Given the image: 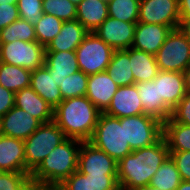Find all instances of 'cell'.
<instances>
[{
  "instance_id": "cell-48",
  "label": "cell",
  "mask_w": 190,
  "mask_h": 190,
  "mask_svg": "<svg viewBox=\"0 0 190 190\" xmlns=\"http://www.w3.org/2000/svg\"><path fill=\"white\" fill-rule=\"evenodd\" d=\"M70 1L77 6L82 0H70Z\"/></svg>"
},
{
  "instance_id": "cell-2",
  "label": "cell",
  "mask_w": 190,
  "mask_h": 190,
  "mask_svg": "<svg viewBox=\"0 0 190 190\" xmlns=\"http://www.w3.org/2000/svg\"><path fill=\"white\" fill-rule=\"evenodd\" d=\"M80 140L66 138L30 174L36 189H55L78 170Z\"/></svg>"
},
{
  "instance_id": "cell-39",
  "label": "cell",
  "mask_w": 190,
  "mask_h": 190,
  "mask_svg": "<svg viewBox=\"0 0 190 190\" xmlns=\"http://www.w3.org/2000/svg\"><path fill=\"white\" fill-rule=\"evenodd\" d=\"M182 180L190 181V151H169Z\"/></svg>"
},
{
  "instance_id": "cell-32",
  "label": "cell",
  "mask_w": 190,
  "mask_h": 190,
  "mask_svg": "<svg viewBox=\"0 0 190 190\" xmlns=\"http://www.w3.org/2000/svg\"><path fill=\"white\" fill-rule=\"evenodd\" d=\"M63 22L53 15L43 13L40 20L34 25L37 42L46 47L59 34Z\"/></svg>"
},
{
  "instance_id": "cell-45",
  "label": "cell",
  "mask_w": 190,
  "mask_h": 190,
  "mask_svg": "<svg viewBox=\"0 0 190 190\" xmlns=\"http://www.w3.org/2000/svg\"><path fill=\"white\" fill-rule=\"evenodd\" d=\"M176 190H190V181L182 180Z\"/></svg>"
},
{
  "instance_id": "cell-16",
  "label": "cell",
  "mask_w": 190,
  "mask_h": 190,
  "mask_svg": "<svg viewBox=\"0 0 190 190\" xmlns=\"http://www.w3.org/2000/svg\"><path fill=\"white\" fill-rule=\"evenodd\" d=\"M171 31L169 26L137 22L132 48L155 55Z\"/></svg>"
},
{
  "instance_id": "cell-26",
  "label": "cell",
  "mask_w": 190,
  "mask_h": 190,
  "mask_svg": "<svg viewBox=\"0 0 190 190\" xmlns=\"http://www.w3.org/2000/svg\"><path fill=\"white\" fill-rule=\"evenodd\" d=\"M127 50L135 83L152 81L159 72L155 55L132 47Z\"/></svg>"
},
{
  "instance_id": "cell-17",
  "label": "cell",
  "mask_w": 190,
  "mask_h": 190,
  "mask_svg": "<svg viewBox=\"0 0 190 190\" xmlns=\"http://www.w3.org/2000/svg\"><path fill=\"white\" fill-rule=\"evenodd\" d=\"M145 115L164 123L171 115L172 109L159 99L158 83L154 81L135 83Z\"/></svg>"
},
{
  "instance_id": "cell-24",
  "label": "cell",
  "mask_w": 190,
  "mask_h": 190,
  "mask_svg": "<svg viewBox=\"0 0 190 190\" xmlns=\"http://www.w3.org/2000/svg\"><path fill=\"white\" fill-rule=\"evenodd\" d=\"M30 87L53 109L63 101L56 80L45 66L31 71Z\"/></svg>"
},
{
  "instance_id": "cell-27",
  "label": "cell",
  "mask_w": 190,
  "mask_h": 190,
  "mask_svg": "<svg viewBox=\"0 0 190 190\" xmlns=\"http://www.w3.org/2000/svg\"><path fill=\"white\" fill-rule=\"evenodd\" d=\"M106 72L119 87L135 84L129 61V51L127 49L114 50Z\"/></svg>"
},
{
  "instance_id": "cell-6",
  "label": "cell",
  "mask_w": 190,
  "mask_h": 190,
  "mask_svg": "<svg viewBox=\"0 0 190 190\" xmlns=\"http://www.w3.org/2000/svg\"><path fill=\"white\" fill-rule=\"evenodd\" d=\"M155 59L161 71L183 72L190 65V40L179 28L172 30Z\"/></svg>"
},
{
  "instance_id": "cell-11",
  "label": "cell",
  "mask_w": 190,
  "mask_h": 190,
  "mask_svg": "<svg viewBox=\"0 0 190 190\" xmlns=\"http://www.w3.org/2000/svg\"><path fill=\"white\" fill-rule=\"evenodd\" d=\"M78 171L86 175L117 174V162L90 142H81Z\"/></svg>"
},
{
  "instance_id": "cell-46",
  "label": "cell",
  "mask_w": 190,
  "mask_h": 190,
  "mask_svg": "<svg viewBox=\"0 0 190 190\" xmlns=\"http://www.w3.org/2000/svg\"><path fill=\"white\" fill-rule=\"evenodd\" d=\"M133 190H161V189L151 186V185H145L143 187L135 188Z\"/></svg>"
},
{
  "instance_id": "cell-3",
  "label": "cell",
  "mask_w": 190,
  "mask_h": 190,
  "mask_svg": "<svg viewBox=\"0 0 190 190\" xmlns=\"http://www.w3.org/2000/svg\"><path fill=\"white\" fill-rule=\"evenodd\" d=\"M101 111L86 96L63 100L54 109V122L66 138L89 141Z\"/></svg>"
},
{
  "instance_id": "cell-37",
  "label": "cell",
  "mask_w": 190,
  "mask_h": 190,
  "mask_svg": "<svg viewBox=\"0 0 190 190\" xmlns=\"http://www.w3.org/2000/svg\"><path fill=\"white\" fill-rule=\"evenodd\" d=\"M43 0H17L20 18L35 25L43 14Z\"/></svg>"
},
{
  "instance_id": "cell-7",
  "label": "cell",
  "mask_w": 190,
  "mask_h": 190,
  "mask_svg": "<svg viewBox=\"0 0 190 190\" xmlns=\"http://www.w3.org/2000/svg\"><path fill=\"white\" fill-rule=\"evenodd\" d=\"M75 52L79 69L86 75H92L106 71L114 49L94 32H89Z\"/></svg>"
},
{
  "instance_id": "cell-47",
  "label": "cell",
  "mask_w": 190,
  "mask_h": 190,
  "mask_svg": "<svg viewBox=\"0 0 190 190\" xmlns=\"http://www.w3.org/2000/svg\"><path fill=\"white\" fill-rule=\"evenodd\" d=\"M17 4V0H0V4Z\"/></svg>"
},
{
  "instance_id": "cell-18",
  "label": "cell",
  "mask_w": 190,
  "mask_h": 190,
  "mask_svg": "<svg viewBox=\"0 0 190 190\" xmlns=\"http://www.w3.org/2000/svg\"><path fill=\"white\" fill-rule=\"evenodd\" d=\"M119 86L111 79L106 71L89 75L86 97L104 112L111 103L112 97Z\"/></svg>"
},
{
  "instance_id": "cell-38",
  "label": "cell",
  "mask_w": 190,
  "mask_h": 190,
  "mask_svg": "<svg viewBox=\"0 0 190 190\" xmlns=\"http://www.w3.org/2000/svg\"><path fill=\"white\" fill-rule=\"evenodd\" d=\"M170 118L174 122L190 125V92H186L185 96L172 109Z\"/></svg>"
},
{
  "instance_id": "cell-20",
  "label": "cell",
  "mask_w": 190,
  "mask_h": 190,
  "mask_svg": "<svg viewBox=\"0 0 190 190\" xmlns=\"http://www.w3.org/2000/svg\"><path fill=\"white\" fill-rule=\"evenodd\" d=\"M158 83L159 99L173 109L185 96L186 89L182 72L161 71L153 79Z\"/></svg>"
},
{
  "instance_id": "cell-5",
  "label": "cell",
  "mask_w": 190,
  "mask_h": 190,
  "mask_svg": "<svg viewBox=\"0 0 190 190\" xmlns=\"http://www.w3.org/2000/svg\"><path fill=\"white\" fill-rule=\"evenodd\" d=\"M66 139L54 121L42 123L24 140L26 173L31 174L48 154Z\"/></svg>"
},
{
  "instance_id": "cell-40",
  "label": "cell",
  "mask_w": 190,
  "mask_h": 190,
  "mask_svg": "<svg viewBox=\"0 0 190 190\" xmlns=\"http://www.w3.org/2000/svg\"><path fill=\"white\" fill-rule=\"evenodd\" d=\"M19 18L17 4H0V31Z\"/></svg>"
},
{
  "instance_id": "cell-14",
  "label": "cell",
  "mask_w": 190,
  "mask_h": 190,
  "mask_svg": "<svg viewBox=\"0 0 190 190\" xmlns=\"http://www.w3.org/2000/svg\"><path fill=\"white\" fill-rule=\"evenodd\" d=\"M104 113L117 118L144 114L136 85L119 87Z\"/></svg>"
},
{
  "instance_id": "cell-31",
  "label": "cell",
  "mask_w": 190,
  "mask_h": 190,
  "mask_svg": "<svg viewBox=\"0 0 190 190\" xmlns=\"http://www.w3.org/2000/svg\"><path fill=\"white\" fill-rule=\"evenodd\" d=\"M17 39L25 42L37 41L34 25L19 18L0 31V43H10Z\"/></svg>"
},
{
  "instance_id": "cell-28",
  "label": "cell",
  "mask_w": 190,
  "mask_h": 190,
  "mask_svg": "<svg viewBox=\"0 0 190 190\" xmlns=\"http://www.w3.org/2000/svg\"><path fill=\"white\" fill-rule=\"evenodd\" d=\"M163 138L169 151H190V125L174 122L169 117L163 123Z\"/></svg>"
},
{
  "instance_id": "cell-42",
  "label": "cell",
  "mask_w": 190,
  "mask_h": 190,
  "mask_svg": "<svg viewBox=\"0 0 190 190\" xmlns=\"http://www.w3.org/2000/svg\"><path fill=\"white\" fill-rule=\"evenodd\" d=\"M180 18H190V0H178Z\"/></svg>"
},
{
  "instance_id": "cell-1",
  "label": "cell",
  "mask_w": 190,
  "mask_h": 190,
  "mask_svg": "<svg viewBox=\"0 0 190 190\" xmlns=\"http://www.w3.org/2000/svg\"><path fill=\"white\" fill-rule=\"evenodd\" d=\"M170 155L163 136L154 144L132 151L117 163L120 190H133L149 185L159 167Z\"/></svg>"
},
{
  "instance_id": "cell-23",
  "label": "cell",
  "mask_w": 190,
  "mask_h": 190,
  "mask_svg": "<svg viewBox=\"0 0 190 190\" xmlns=\"http://www.w3.org/2000/svg\"><path fill=\"white\" fill-rule=\"evenodd\" d=\"M59 86L66 76L80 69L75 51H46L45 65Z\"/></svg>"
},
{
  "instance_id": "cell-29",
  "label": "cell",
  "mask_w": 190,
  "mask_h": 190,
  "mask_svg": "<svg viewBox=\"0 0 190 190\" xmlns=\"http://www.w3.org/2000/svg\"><path fill=\"white\" fill-rule=\"evenodd\" d=\"M31 71L0 62V85L14 93L30 87Z\"/></svg>"
},
{
  "instance_id": "cell-22",
  "label": "cell",
  "mask_w": 190,
  "mask_h": 190,
  "mask_svg": "<svg viewBox=\"0 0 190 190\" xmlns=\"http://www.w3.org/2000/svg\"><path fill=\"white\" fill-rule=\"evenodd\" d=\"M89 32L76 19L64 21L61 31L45 47L46 51H75Z\"/></svg>"
},
{
  "instance_id": "cell-44",
  "label": "cell",
  "mask_w": 190,
  "mask_h": 190,
  "mask_svg": "<svg viewBox=\"0 0 190 190\" xmlns=\"http://www.w3.org/2000/svg\"><path fill=\"white\" fill-rule=\"evenodd\" d=\"M182 73L186 92H190V65Z\"/></svg>"
},
{
  "instance_id": "cell-12",
  "label": "cell",
  "mask_w": 190,
  "mask_h": 190,
  "mask_svg": "<svg viewBox=\"0 0 190 190\" xmlns=\"http://www.w3.org/2000/svg\"><path fill=\"white\" fill-rule=\"evenodd\" d=\"M136 24L108 16L94 33L114 50H126L132 47Z\"/></svg>"
},
{
  "instance_id": "cell-9",
  "label": "cell",
  "mask_w": 190,
  "mask_h": 190,
  "mask_svg": "<svg viewBox=\"0 0 190 190\" xmlns=\"http://www.w3.org/2000/svg\"><path fill=\"white\" fill-rule=\"evenodd\" d=\"M45 46L37 41L0 43V62L21 66L29 71L45 65Z\"/></svg>"
},
{
  "instance_id": "cell-41",
  "label": "cell",
  "mask_w": 190,
  "mask_h": 190,
  "mask_svg": "<svg viewBox=\"0 0 190 190\" xmlns=\"http://www.w3.org/2000/svg\"><path fill=\"white\" fill-rule=\"evenodd\" d=\"M15 93L0 85V117L14 107Z\"/></svg>"
},
{
  "instance_id": "cell-15",
  "label": "cell",
  "mask_w": 190,
  "mask_h": 190,
  "mask_svg": "<svg viewBox=\"0 0 190 190\" xmlns=\"http://www.w3.org/2000/svg\"><path fill=\"white\" fill-rule=\"evenodd\" d=\"M54 190H120L117 174L86 175L78 170Z\"/></svg>"
},
{
  "instance_id": "cell-21",
  "label": "cell",
  "mask_w": 190,
  "mask_h": 190,
  "mask_svg": "<svg viewBox=\"0 0 190 190\" xmlns=\"http://www.w3.org/2000/svg\"><path fill=\"white\" fill-rule=\"evenodd\" d=\"M14 106L23 109L42 123L54 121V109L31 87L15 93Z\"/></svg>"
},
{
  "instance_id": "cell-4",
  "label": "cell",
  "mask_w": 190,
  "mask_h": 190,
  "mask_svg": "<svg viewBox=\"0 0 190 190\" xmlns=\"http://www.w3.org/2000/svg\"><path fill=\"white\" fill-rule=\"evenodd\" d=\"M96 148L105 151L117 163L132 152L125 140L124 124L119 118L101 112L91 139L88 141Z\"/></svg>"
},
{
  "instance_id": "cell-30",
  "label": "cell",
  "mask_w": 190,
  "mask_h": 190,
  "mask_svg": "<svg viewBox=\"0 0 190 190\" xmlns=\"http://www.w3.org/2000/svg\"><path fill=\"white\" fill-rule=\"evenodd\" d=\"M182 182L181 175L169 155L151 178L149 185L161 190H176Z\"/></svg>"
},
{
  "instance_id": "cell-10",
  "label": "cell",
  "mask_w": 190,
  "mask_h": 190,
  "mask_svg": "<svg viewBox=\"0 0 190 190\" xmlns=\"http://www.w3.org/2000/svg\"><path fill=\"white\" fill-rule=\"evenodd\" d=\"M138 22L177 29L180 24L178 0H140Z\"/></svg>"
},
{
  "instance_id": "cell-25",
  "label": "cell",
  "mask_w": 190,
  "mask_h": 190,
  "mask_svg": "<svg viewBox=\"0 0 190 190\" xmlns=\"http://www.w3.org/2000/svg\"><path fill=\"white\" fill-rule=\"evenodd\" d=\"M108 16V2L104 0H82L77 5L76 19L88 32H94Z\"/></svg>"
},
{
  "instance_id": "cell-36",
  "label": "cell",
  "mask_w": 190,
  "mask_h": 190,
  "mask_svg": "<svg viewBox=\"0 0 190 190\" xmlns=\"http://www.w3.org/2000/svg\"><path fill=\"white\" fill-rule=\"evenodd\" d=\"M30 174L26 172H0V190H34Z\"/></svg>"
},
{
  "instance_id": "cell-35",
  "label": "cell",
  "mask_w": 190,
  "mask_h": 190,
  "mask_svg": "<svg viewBox=\"0 0 190 190\" xmlns=\"http://www.w3.org/2000/svg\"><path fill=\"white\" fill-rule=\"evenodd\" d=\"M43 13L53 15L62 21L76 20L77 6L70 0H43Z\"/></svg>"
},
{
  "instance_id": "cell-33",
  "label": "cell",
  "mask_w": 190,
  "mask_h": 190,
  "mask_svg": "<svg viewBox=\"0 0 190 190\" xmlns=\"http://www.w3.org/2000/svg\"><path fill=\"white\" fill-rule=\"evenodd\" d=\"M139 4L140 0H110L108 15L124 22H138Z\"/></svg>"
},
{
  "instance_id": "cell-34",
  "label": "cell",
  "mask_w": 190,
  "mask_h": 190,
  "mask_svg": "<svg viewBox=\"0 0 190 190\" xmlns=\"http://www.w3.org/2000/svg\"><path fill=\"white\" fill-rule=\"evenodd\" d=\"M89 75L79 70L69 76H66L59 89L63 100L68 98L85 96L87 93V83Z\"/></svg>"
},
{
  "instance_id": "cell-13",
  "label": "cell",
  "mask_w": 190,
  "mask_h": 190,
  "mask_svg": "<svg viewBox=\"0 0 190 190\" xmlns=\"http://www.w3.org/2000/svg\"><path fill=\"white\" fill-rule=\"evenodd\" d=\"M41 124L40 120L16 106L0 117L1 134L22 141L34 133Z\"/></svg>"
},
{
  "instance_id": "cell-8",
  "label": "cell",
  "mask_w": 190,
  "mask_h": 190,
  "mask_svg": "<svg viewBox=\"0 0 190 190\" xmlns=\"http://www.w3.org/2000/svg\"><path fill=\"white\" fill-rule=\"evenodd\" d=\"M124 124L125 140L132 151L156 143L163 136V123L145 115H135L119 118Z\"/></svg>"
},
{
  "instance_id": "cell-49",
  "label": "cell",
  "mask_w": 190,
  "mask_h": 190,
  "mask_svg": "<svg viewBox=\"0 0 190 190\" xmlns=\"http://www.w3.org/2000/svg\"><path fill=\"white\" fill-rule=\"evenodd\" d=\"M34 190H54V189H34Z\"/></svg>"
},
{
  "instance_id": "cell-19",
  "label": "cell",
  "mask_w": 190,
  "mask_h": 190,
  "mask_svg": "<svg viewBox=\"0 0 190 190\" xmlns=\"http://www.w3.org/2000/svg\"><path fill=\"white\" fill-rule=\"evenodd\" d=\"M26 172L24 141L0 135V172Z\"/></svg>"
},
{
  "instance_id": "cell-43",
  "label": "cell",
  "mask_w": 190,
  "mask_h": 190,
  "mask_svg": "<svg viewBox=\"0 0 190 190\" xmlns=\"http://www.w3.org/2000/svg\"><path fill=\"white\" fill-rule=\"evenodd\" d=\"M178 28L190 40V18H180V24Z\"/></svg>"
}]
</instances>
